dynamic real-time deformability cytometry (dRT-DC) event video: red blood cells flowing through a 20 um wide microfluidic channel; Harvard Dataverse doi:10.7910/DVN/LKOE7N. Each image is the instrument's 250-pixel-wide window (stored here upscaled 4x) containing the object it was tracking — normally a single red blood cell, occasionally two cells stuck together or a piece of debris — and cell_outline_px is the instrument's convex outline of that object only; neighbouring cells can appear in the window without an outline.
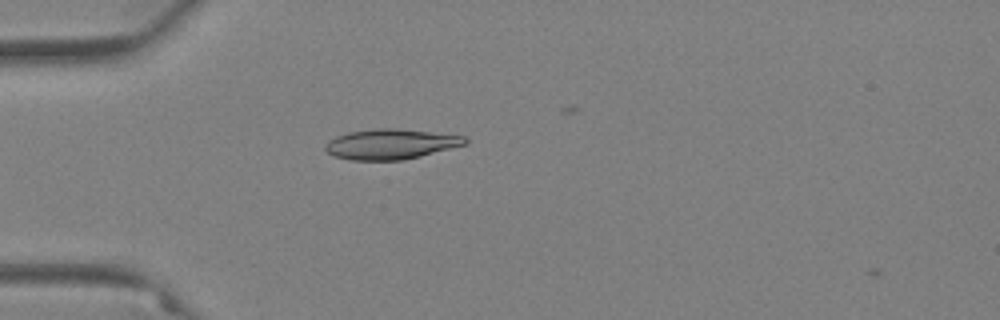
{"species": "Egyptian fruit bat (a non-hibernating species)", "species_latin": "Rousettus aegyptiacus", "temperature_condition": "warm", "stored_images_in_passage": 28, "camera_frame_rate_fps": 3000, "um_per_image_px": 0.085, "animal": {"sex": "female"}, "frame": {"image": 1, "passage_image": 2, "time_ms": 0.333, "image_size_px": [1000, 320], "cell_outline_px": [[468, 144], [404, 160], [352, 160], [336, 156], [328, 152], [324, 148], [324, 144], [328, 140], [336, 136], [348, 132], [376, 128], [396, 128], [464, 136], [468, 140]], "centroid_in_image_um": [33.2, 12.25], "position_along_channel_um": 51.8, "area_um2": 24.57}}
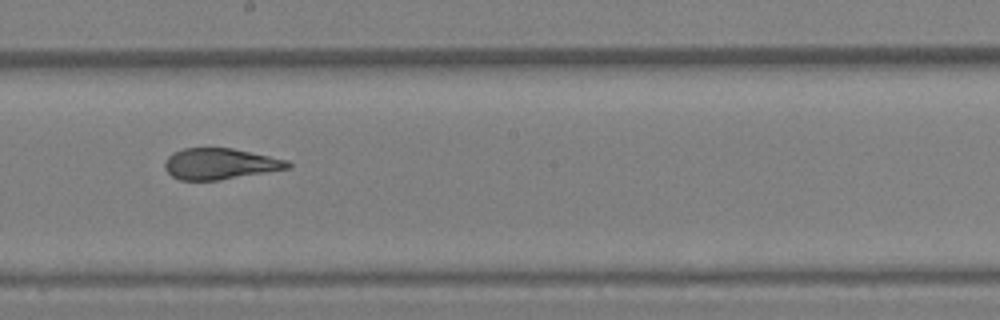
{"frame": {"image": 2, "passage_image": 18, "time_ms": 5.667, "image_size_px": [1000, 320], "cell_outline_px": [[292, 168], [216, 180], [180, 180], [172, 176], [164, 168], [164, 160], [172, 152], [184, 148], [232, 148], [288, 160], [292, 164]], "centroid_in_image_um": [18.69, 13.92], "position_along_channel_um": 229.5, "area_um2": 22.25}}
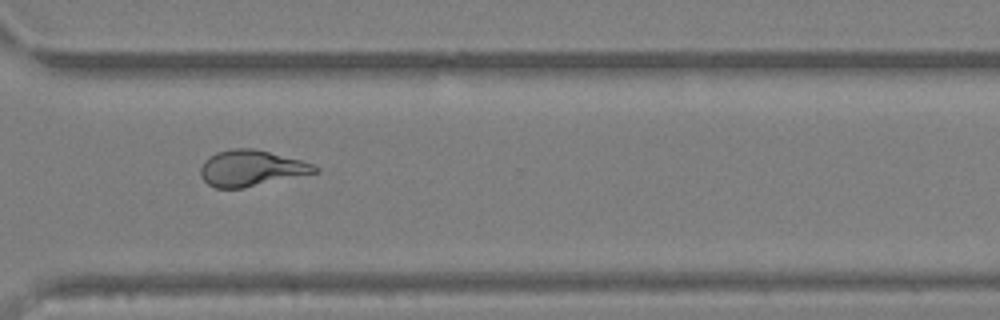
{"frame": {"image": 3, "passage_image": 28, "time_ms": 9.0, "image_size_px": [1000, 320], "cell_outline_px": [[320, 172], [244, 188], [216, 188], [208, 184], [200, 176], [200, 168], [204, 160], [216, 152], [232, 148], [256, 148], [300, 160], [312, 164], [320, 168]], "centroid_in_image_um": [21.35, 14.3], "position_along_channel_um": 349.2, "area_um2": 24.16}}